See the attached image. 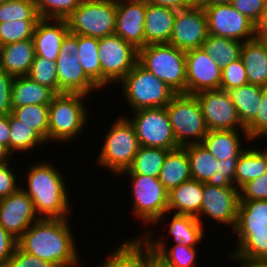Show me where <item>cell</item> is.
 <instances>
[{
  "label": "cell",
  "mask_w": 267,
  "mask_h": 267,
  "mask_svg": "<svg viewBox=\"0 0 267 267\" xmlns=\"http://www.w3.org/2000/svg\"><path fill=\"white\" fill-rule=\"evenodd\" d=\"M70 227L67 218H39L24 231L17 245L57 267H77L80 256Z\"/></svg>",
  "instance_id": "obj_1"
},
{
  "label": "cell",
  "mask_w": 267,
  "mask_h": 267,
  "mask_svg": "<svg viewBox=\"0 0 267 267\" xmlns=\"http://www.w3.org/2000/svg\"><path fill=\"white\" fill-rule=\"evenodd\" d=\"M27 170V186L21 187L33 201L39 218H67L72 208L61 171L49 163H36ZM68 192V193H67Z\"/></svg>",
  "instance_id": "obj_2"
},
{
  "label": "cell",
  "mask_w": 267,
  "mask_h": 267,
  "mask_svg": "<svg viewBox=\"0 0 267 267\" xmlns=\"http://www.w3.org/2000/svg\"><path fill=\"white\" fill-rule=\"evenodd\" d=\"M131 110L166 107L177 95L168 85L139 62L119 82Z\"/></svg>",
  "instance_id": "obj_3"
},
{
  "label": "cell",
  "mask_w": 267,
  "mask_h": 267,
  "mask_svg": "<svg viewBox=\"0 0 267 267\" xmlns=\"http://www.w3.org/2000/svg\"><path fill=\"white\" fill-rule=\"evenodd\" d=\"M138 62L177 94H186L185 51L170 44L145 45L138 50Z\"/></svg>",
  "instance_id": "obj_4"
},
{
  "label": "cell",
  "mask_w": 267,
  "mask_h": 267,
  "mask_svg": "<svg viewBox=\"0 0 267 267\" xmlns=\"http://www.w3.org/2000/svg\"><path fill=\"white\" fill-rule=\"evenodd\" d=\"M86 95L58 93L49 105V142H71L86 128L89 112L84 105ZM83 129V130H82Z\"/></svg>",
  "instance_id": "obj_5"
},
{
  "label": "cell",
  "mask_w": 267,
  "mask_h": 267,
  "mask_svg": "<svg viewBox=\"0 0 267 267\" xmlns=\"http://www.w3.org/2000/svg\"><path fill=\"white\" fill-rule=\"evenodd\" d=\"M111 125L106 132L96 163L119 176V173L132 164L140 144L135 129L126 115Z\"/></svg>",
  "instance_id": "obj_6"
},
{
  "label": "cell",
  "mask_w": 267,
  "mask_h": 267,
  "mask_svg": "<svg viewBox=\"0 0 267 267\" xmlns=\"http://www.w3.org/2000/svg\"><path fill=\"white\" fill-rule=\"evenodd\" d=\"M64 21L73 34L96 38L113 35L116 4L110 0H82Z\"/></svg>",
  "instance_id": "obj_7"
},
{
  "label": "cell",
  "mask_w": 267,
  "mask_h": 267,
  "mask_svg": "<svg viewBox=\"0 0 267 267\" xmlns=\"http://www.w3.org/2000/svg\"><path fill=\"white\" fill-rule=\"evenodd\" d=\"M166 110L179 147L202 142L208 129L199 101L194 95L177 94Z\"/></svg>",
  "instance_id": "obj_8"
},
{
  "label": "cell",
  "mask_w": 267,
  "mask_h": 267,
  "mask_svg": "<svg viewBox=\"0 0 267 267\" xmlns=\"http://www.w3.org/2000/svg\"><path fill=\"white\" fill-rule=\"evenodd\" d=\"M132 182L133 214L145 225L165 221L168 214V191L159 178L142 174H125ZM164 218V219H163Z\"/></svg>",
  "instance_id": "obj_9"
},
{
  "label": "cell",
  "mask_w": 267,
  "mask_h": 267,
  "mask_svg": "<svg viewBox=\"0 0 267 267\" xmlns=\"http://www.w3.org/2000/svg\"><path fill=\"white\" fill-rule=\"evenodd\" d=\"M101 89L119 83L138 62V49L116 34L98 38Z\"/></svg>",
  "instance_id": "obj_10"
},
{
  "label": "cell",
  "mask_w": 267,
  "mask_h": 267,
  "mask_svg": "<svg viewBox=\"0 0 267 267\" xmlns=\"http://www.w3.org/2000/svg\"><path fill=\"white\" fill-rule=\"evenodd\" d=\"M78 34L68 32L56 60L58 93L92 94L100 88L85 74L79 63Z\"/></svg>",
  "instance_id": "obj_11"
},
{
  "label": "cell",
  "mask_w": 267,
  "mask_h": 267,
  "mask_svg": "<svg viewBox=\"0 0 267 267\" xmlns=\"http://www.w3.org/2000/svg\"><path fill=\"white\" fill-rule=\"evenodd\" d=\"M130 117L140 146L166 150L179 148L174 136L166 107L146 108L132 111Z\"/></svg>",
  "instance_id": "obj_12"
},
{
  "label": "cell",
  "mask_w": 267,
  "mask_h": 267,
  "mask_svg": "<svg viewBox=\"0 0 267 267\" xmlns=\"http://www.w3.org/2000/svg\"><path fill=\"white\" fill-rule=\"evenodd\" d=\"M201 6L206 12L210 35L230 38L242 43L257 38L256 24L237 11L232 4Z\"/></svg>",
  "instance_id": "obj_13"
},
{
  "label": "cell",
  "mask_w": 267,
  "mask_h": 267,
  "mask_svg": "<svg viewBox=\"0 0 267 267\" xmlns=\"http://www.w3.org/2000/svg\"><path fill=\"white\" fill-rule=\"evenodd\" d=\"M208 21L206 12L198 2L190 7L176 11L170 45L188 51L201 48L206 40Z\"/></svg>",
  "instance_id": "obj_14"
},
{
  "label": "cell",
  "mask_w": 267,
  "mask_h": 267,
  "mask_svg": "<svg viewBox=\"0 0 267 267\" xmlns=\"http://www.w3.org/2000/svg\"><path fill=\"white\" fill-rule=\"evenodd\" d=\"M194 96L199 101L208 131L246 130L238 117L228 91L220 89L203 91Z\"/></svg>",
  "instance_id": "obj_15"
},
{
  "label": "cell",
  "mask_w": 267,
  "mask_h": 267,
  "mask_svg": "<svg viewBox=\"0 0 267 267\" xmlns=\"http://www.w3.org/2000/svg\"><path fill=\"white\" fill-rule=\"evenodd\" d=\"M239 189L236 187H217L203 183V194L200 214L197 216L203 225L202 217H206L234 229L237 221ZM201 217V218H200Z\"/></svg>",
  "instance_id": "obj_16"
},
{
  "label": "cell",
  "mask_w": 267,
  "mask_h": 267,
  "mask_svg": "<svg viewBox=\"0 0 267 267\" xmlns=\"http://www.w3.org/2000/svg\"><path fill=\"white\" fill-rule=\"evenodd\" d=\"M185 59L186 94L220 89L222 68L202 47L185 51Z\"/></svg>",
  "instance_id": "obj_17"
},
{
  "label": "cell",
  "mask_w": 267,
  "mask_h": 267,
  "mask_svg": "<svg viewBox=\"0 0 267 267\" xmlns=\"http://www.w3.org/2000/svg\"><path fill=\"white\" fill-rule=\"evenodd\" d=\"M38 219L33 201L21 187L0 199V224L17 240Z\"/></svg>",
  "instance_id": "obj_18"
},
{
  "label": "cell",
  "mask_w": 267,
  "mask_h": 267,
  "mask_svg": "<svg viewBox=\"0 0 267 267\" xmlns=\"http://www.w3.org/2000/svg\"><path fill=\"white\" fill-rule=\"evenodd\" d=\"M146 0L116 4L115 34L136 49L145 46Z\"/></svg>",
  "instance_id": "obj_19"
},
{
  "label": "cell",
  "mask_w": 267,
  "mask_h": 267,
  "mask_svg": "<svg viewBox=\"0 0 267 267\" xmlns=\"http://www.w3.org/2000/svg\"><path fill=\"white\" fill-rule=\"evenodd\" d=\"M68 32L64 19L40 18L32 37L35 56L56 61L59 56L62 41Z\"/></svg>",
  "instance_id": "obj_20"
},
{
  "label": "cell",
  "mask_w": 267,
  "mask_h": 267,
  "mask_svg": "<svg viewBox=\"0 0 267 267\" xmlns=\"http://www.w3.org/2000/svg\"><path fill=\"white\" fill-rule=\"evenodd\" d=\"M151 230H147L141 239L150 248L157 260L163 267H198L196 263L197 246H185L174 244L167 250V242L164 237L155 241ZM154 238V239H153ZM166 242V243H165Z\"/></svg>",
  "instance_id": "obj_21"
},
{
  "label": "cell",
  "mask_w": 267,
  "mask_h": 267,
  "mask_svg": "<svg viewBox=\"0 0 267 267\" xmlns=\"http://www.w3.org/2000/svg\"><path fill=\"white\" fill-rule=\"evenodd\" d=\"M211 130L201 144L218 160L238 159L246 150L242 148V138L250 142L246 130ZM240 133V134H239ZM242 133V136H241ZM242 137V138H240ZM245 137V138H244Z\"/></svg>",
  "instance_id": "obj_22"
},
{
  "label": "cell",
  "mask_w": 267,
  "mask_h": 267,
  "mask_svg": "<svg viewBox=\"0 0 267 267\" xmlns=\"http://www.w3.org/2000/svg\"><path fill=\"white\" fill-rule=\"evenodd\" d=\"M176 11L175 9L153 5L146 1L145 45L169 43Z\"/></svg>",
  "instance_id": "obj_23"
},
{
  "label": "cell",
  "mask_w": 267,
  "mask_h": 267,
  "mask_svg": "<svg viewBox=\"0 0 267 267\" xmlns=\"http://www.w3.org/2000/svg\"><path fill=\"white\" fill-rule=\"evenodd\" d=\"M132 238L122 241L99 267H148L154 254L140 237Z\"/></svg>",
  "instance_id": "obj_24"
},
{
  "label": "cell",
  "mask_w": 267,
  "mask_h": 267,
  "mask_svg": "<svg viewBox=\"0 0 267 267\" xmlns=\"http://www.w3.org/2000/svg\"><path fill=\"white\" fill-rule=\"evenodd\" d=\"M35 57L33 38L0 47V70L14 77L27 76Z\"/></svg>",
  "instance_id": "obj_25"
},
{
  "label": "cell",
  "mask_w": 267,
  "mask_h": 267,
  "mask_svg": "<svg viewBox=\"0 0 267 267\" xmlns=\"http://www.w3.org/2000/svg\"><path fill=\"white\" fill-rule=\"evenodd\" d=\"M203 183L194 179L183 182L168 193V213L192 215L200 214Z\"/></svg>",
  "instance_id": "obj_26"
},
{
  "label": "cell",
  "mask_w": 267,
  "mask_h": 267,
  "mask_svg": "<svg viewBox=\"0 0 267 267\" xmlns=\"http://www.w3.org/2000/svg\"><path fill=\"white\" fill-rule=\"evenodd\" d=\"M246 69L248 84L267 86V45L259 38L244 42L241 57Z\"/></svg>",
  "instance_id": "obj_27"
},
{
  "label": "cell",
  "mask_w": 267,
  "mask_h": 267,
  "mask_svg": "<svg viewBox=\"0 0 267 267\" xmlns=\"http://www.w3.org/2000/svg\"><path fill=\"white\" fill-rule=\"evenodd\" d=\"M55 95L56 93L51 88L40 85L28 76H18L12 83V108L32 104L49 106Z\"/></svg>",
  "instance_id": "obj_28"
},
{
  "label": "cell",
  "mask_w": 267,
  "mask_h": 267,
  "mask_svg": "<svg viewBox=\"0 0 267 267\" xmlns=\"http://www.w3.org/2000/svg\"><path fill=\"white\" fill-rule=\"evenodd\" d=\"M158 178L168 192L192 179L190 162L184 147L170 150L167 153Z\"/></svg>",
  "instance_id": "obj_29"
},
{
  "label": "cell",
  "mask_w": 267,
  "mask_h": 267,
  "mask_svg": "<svg viewBox=\"0 0 267 267\" xmlns=\"http://www.w3.org/2000/svg\"><path fill=\"white\" fill-rule=\"evenodd\" d=\"M238 117L246 128L257 116L262 103L263 87L246 84L228 91Z\"/></svg>",
  "instance_id": "obj_30"
},
{
  "label": "cell",
  "mask_w": 267,
  "mask_h": 267,
  "mask_svg": "<svg viewBox=\"0 0 267 267\" xmlns=\"http://www.w3.org/2000/svg\"><path fill=\"white\" fill-rule=\"evenodd\" d=\"M237 237V248L231 259L267 260V229L233 230Z\"/></svg>",
  "instance_id": "obj_31"
},
{
  "label": "cell",
  "mask_w": 267,
  "mask_h": 267,
  "mask_svg": "<svg viewBox=\"0 0 267 267\" xmlns=\"http://www.w3.org/2000/svg\"><path fill=\"white\" fill-rule=\"evenodd\" d=\"M267 171V149L258 150L248 146L238 157L234 186L240 189L247 182L258 178Z\"/></svg>",
  "instance_id": "obj_32"
},
{
  "label": "cell",
  "mask_w": 267,
  "mask_h": 267,
  "mask_svg": "<svg viewBox=\"0 0 267 267\" xmlns=\"http://www.w3.org/2000/svg\"><path fill=\"white\" fill-rule=\"evenodd\" d=\"M167 224L169 225V234L172 235L176 244L185 246H198L204 238V226L197 217L192 215L173 214Z\"/></svg>",
  "instance_id": "obj_33"
},
{
  "label": "cell",
  "mask_w": 267,
  "mask_h": 267,
  "mask_svg": "<svg viewBox=\"0 0 267 267\" xmlns=\"http://www.w3.org/2000/svg\"><path fill=\"white\" fill-rule=\"evenodd\" d=\"M169 151L157 147L140 146L132 164L119 174H142L158 178Z\"/></svg>",
  "instance_id": "obj_34"
},
{
  "label": "cell",
  "mask_w": 267,
  "mask_h": 267,
  "mask_svg": "<svg viewBox=\"0 0 267 267\" xmlns=\"http://www.w3.org/2000/svg\"><path fill=\"white\" fill-rule=\"evenodd\" d=\"M184 148L189 158L192 179L207 183L213 174L219 171V161L201 143Z\"/></svg>",
  "instance_id": "obj_35"
},
{
  "label": "cell",
  "mask_w": 267,
  "mask_h": 267,
  "mask_svg": "<svg viewBox=\"0 0 267 267\" xmlns=\"http://www.w3.org/2000/svg\"><path fill=\"white\" fill-rule=\"evenodd\" d=\"M267 229V200H240L233 230Z\"/></svg>",
  "instance_id": "obj_36"
},
{
  "label": "cell",
  "mask_w": 267,
  "mask_h": 267,
  "mask_svg": "<svg viewBox=\"0 0 267 267\" xmlns=\"http://www.w3.org/2000/svg\"><path fill=\"white\" fill-rule=\"evenodd\" d=\"M242 42L230 38L208 35L202 48L211 56L213 61L221 67L240 59Z\"/></svg>",
  "instance_id": "obj_37"
},
{
  "label": "cell",
  "mask_w": 267,
  "mask_h": 267,
  "mask_svg": "<svg viewBox=\"0 0 267 267\" xmlns=\"http://www.w3.org/2000/svg\"><path fill=\"white\" fill-rule=\"evenodd\" d=\"M9 126V152L12 155L16 151L26 153L28 150L35 149L36 146L47 144V141L40 134L17 120L11 113L9 114Z\"/></svg>",
  "instance_id": "obj_38"
},
{
  "label": "cell",
  "mask_w": 267,
  "mask_h": 267,
  "mask_svg": "<svg viewBox=\"0 0 267 267\" xmlns=\"http://www.w3.org/2000/svg\"><path fill=\"white\" fill-rule=\"evenodd\" d=\"M78 57L85 74L101 89L98 38L78 35Z\"/></svg>",
  "instance_id": "obj_39"
},
{
  "label": "cell",
  "mask_w": 267,
  "mask_h": 267,
  "mask_svg": "<svg viewBox=\"0 0 267 267\" xmlns=\"http://www.w3.org/2000/svg\"><path fill=\"white\" fill-rule=\"evenodd\" d=\"M11 114L49 142V106L32 104L12 108Z\"/></svg>",
  "instance_id": "obj_40"
},
{
  "label": "cell",
  "mask_w": 267,
  "mask_h": 267,
  "mask_svg": "<svg viewBox=\"0 0 267 267\" xmlns=\"http://www.w3.org/2000/svg\"><path fill=\"white\" fill-rule=\"evenodd\" d=\"M39 19L34 0H7L0 3V22Z\"/></svg>",
  "instance_id": "obj_41"
},
{
  "label": "cell",
  "mask_w": 267,
  "mask_h": 267,
  "mask_svg": "<svg viewBox=\"0 0 267 267\" xmlns=\"http://www.w3.org/2000/svg\"><path fill=\"white\" fill-rule=\"evenodd\" d=\"M38 20L0 22V47L33 37Z\"/></svg>",
  "instance_id": "obj_42"
},
{
  "label": "cell",
  "mask_w": 267,
  "mask_h": 267,
  "mask_svg": "<svg viewBox=\"0 0 267 267\" xmlns=\"http://www.w3.org/2000/svg\"><path fill=\"white\" fill-rule=\"evenodd\" d=\"M27 76L40 85L51 88L58 94V75L56 61L35 56Z\"/></svg>",
  "instance_id": "obj_43"
},
{
  "label": "cell",
  "mask_w": 267,
  "mask_h": 267,
  "mask_svg": "<svg viewBox=\"0 0 267 267\" xmlns=\"http://www.w3.org/2000/svg\"><path fill=\"white\" fill-rule=\"evenodd\" d=\"M82 0H34L40 18L64 19Z\"/></svg>",
  "instance_id": "obj_44"
},
{
  "label": "cell",
  "mask_w": 267,
  "mask_h": 267,
  "mask_svg": "<svg viewBox=\"0 0 267 267\" xmlns=\"http://www.w3.org/2000/svg\"><path fill=\"white\" fill-rule=\"evenodd\" d=\"M246 84L248 78L241 58L222 68L220 90L229 91Z\"/></svg>",
  "instance_id": "obj_45"
},
{
  "label": "cell",
  "mask_w": 267,
  "mask_h": 267,
  "mask_svg": "<svg viewBox=\"0 0 267 267\" xmlns=\"http://www.w3.org/2000/svg\"><path fill=\"white\" fill-rule=\"evenodd\" d=\"M252 143L260 137L267 138V86L263 87L262 103L256 118L246 127ZM259 137V138H258Z\"/></svg>",
  "instance_id": "obj_46"
},
{
  "label": "cell",
  "mask_w": 267,
  "mask_h": 267,
  "mask_svg": "<svg viewBox=\"0 0 267 267\" xmlns=\"http://www.w3.org/2000/svg\"><path fill=\"white\" fill-rule=\"evenodd\" d=\"M238 159L219 161V171L208 180V184L217 187H235V170Z\"/></svg>",
  "instance_id": "obj_47"
},
{
  "label": "cell",
  "mask_w": 267,
  "mask_h": 267,
  "mask_svg": "<svg viewBox=\"0 0 267 267\" xmlns=\"http://www.w3.org/2000/svg\"><path fill=\"white\" fill-rule=\"evenodd\" d=\"M240 200H267V171L239 189Z\"/></svg>",
  "instance_id": "obj_48"
},
{
  "label": "cell",
  "mask_w": 267,
  "mask_h": 267,
  "mask_svg": "<svg viewBox=\"0 0 267 267\" xmlns=\"http://www.w3.org/2000/svg\"><path fill=\"white\" fill-rule=\"evenodd\" d=\"M4 267H57L53 263L24 252L18 245Z\"/></svg>",
  "instance_id": "obj_49"
},
{
  "label": "cell",
  "mask_w": 267,
  "mask_h": 267,
  "mask_svg": "<svg viewBox=\"0 0 267 267\" xmlns=\"http://www.w3.org/2000/svg\"><path fill=\"white\" fill-rule=\"evenodd\" d=\"M16 177L15 170L10 167V161L0 163V199L11 195L21 187Z\"/></svg>",
  "instance_id": "obj_50"
},
{
  "label": "cell",
  "mask_w": 267,
  "mask_h": 267,
  "mask_svg": "<svg viewBox=\"0 0 267 267\" xmlns=\"http://www.w3.org/2000/svg\"><path fill=\"white\" fill-rule=\"evenodd\" d=\"M267 0H234L232 6L255 24L260 20Z\"/></svg>",
  "instance_id": "obj_51"
},
{
  "label": "cell",
  "mask_w": 267,
  "mask_h": 267,
  "mask_svg": "<svg viewBox=\"0 0 267 267\" xmlns=\"http://www.w3.org/2000/svg\"><path fill=\"white\" fill-rule=\"evenodd\" d=\"M14 78L0 70V116L9 115L12 111L11 89Z\"/></svg>",
  "instance_id": "obj_52"
},
{
  "label": "cell",
  "mask_w": 267,
  "mask_h": 267,
  "mask_svg": "<svg viewBox=\"0 0 267 267\" xmlns=\"http://www.w3.org/2000/svg\"><path fill=\"white\" fill-rule=\"evenodd\" d=\"M17 247V239L0 224V267H4Z\"/></svg>",
  "instance_id": "obj_53"
},
{
  "label": "cell",
  "mask_w": 267,
  "mask_h": 267,
  "mask_svg": "<svg viewBox=\"0 0 267 267\" xmlns=\"http://www.w3.org/2000/svg\"><path fill=\"white\" fill-rule=\"evenodd\" d=\"M148 3L169 7L175 10L190 7L198 2V0H146Z\"/></svg>",
  "instance_id": "obj_54"
},
{
  "label": "cell",
  "mask_w": 267,
  "mask_h": 267,
  "mask_svg": "<svg viewBox=\"0 0 267 267\" xmlns=\"http://www.w3.org/2000/svg\"><path fill=\"white\" fill-rule=\"evenodd\" d=\"M9 136H10V126H9V115L0 116V143L5 146L9 151Z\"/></svg>",
  "instance_id": "obj_55"
},
{
  "label": "cell",
  "mask_w": 267,
  "mask_h": 267,
  "mask_svg": "<svg viewBox=\"0 0 267 267\" xmlns=\"http://www.w3.org/2000/svg\"><path fill=\"white\" fill-rule=\"evenodd\" d=\"M256 34L257 38L267 37V2L263 9L262 16L256 24Z\"/></svg>",
  "instance_id": "obj_56"
},
{
  "label": "cell",
  "mask_w": 267,
  "mask_h": 267,
  "mask_svg": "<svg viewBox=\"0 0 267 267\" xmlns=\"http://www.w3.org/2000/svg\"><path fill=\"white\" fill-rule=\"evenodd\" d=\"M240 267H267V260L234 259Z\"/></svg>",
  "instance_id": "obj_57"
},
{
  "label": "cell",
  "mask_w": 267,
  "mask_h": 267,
  "mask_svg": "<svg viewBox=\"0 0 267 267\" xmlns=\"http://www.w3.org/2000/svg\"><path fill=\"white\" fill-rule=\"evenodd\" d=\"M234 0H198L200 5L232 4Z\"/></svg>",
  "instance_id": "obj_58"
},
{
  "label": "cell",
  "mask_w": 267,
  "mask_h": 267,
  "mask_svg": "<svg viewBox=\"0 0 267 267\" xmlns=\"http://www.w3.org/2000/svg\"><path fill=\"white\" fill-rule=\"evenodd\" d=\"M12 154L8 149L0 143V163L8 162Z\"/></svg>",
  "instance_id": "obj_59"
},
{
  "label": "cell",
  "mask_w": 267,
  "mask_h": 267,
  "mask_svg": "<svg viewBox=\"0 0 267 267\" xmlns=\"http://www.w3.org/2000/svg\"><path fill=\"white\" fill-rule=\"evenodd\" d=\"M115 4H120V3H124V2H135V1H143V0H110Z\"/></svg>",
  "instance_id": "obj_60"
},
{
  "label": "cell",
  "mask_w": 267,
  "mask_h": 267,
  "mask_svg": "<svg viewBox=\"0 0 267 267\" xmlns=\"http://www.w3.org/2000/svg\"><path fill=\"white\" fill-rule=\"evenodd\" d=\"M148 267H163L157 260H153Z\"/></svg>",
  "instance_id": "obj_61"
},
{
  "label": "cell",
  "mask_w": 267,
  "mask_h": 267,
  "mask_svg": "<svg viewBox=\"0 0 267 267\" xmlns=\"http://www.w3.org/2000/svg\"><path fill=\"white\" fill-rule=\"evenodd\" d=\"M261 40H263L265 42V44L267 45V37L266 38H259Z\"/></svg>",
  "instance_id": "obj_62"
}]
</instances>
